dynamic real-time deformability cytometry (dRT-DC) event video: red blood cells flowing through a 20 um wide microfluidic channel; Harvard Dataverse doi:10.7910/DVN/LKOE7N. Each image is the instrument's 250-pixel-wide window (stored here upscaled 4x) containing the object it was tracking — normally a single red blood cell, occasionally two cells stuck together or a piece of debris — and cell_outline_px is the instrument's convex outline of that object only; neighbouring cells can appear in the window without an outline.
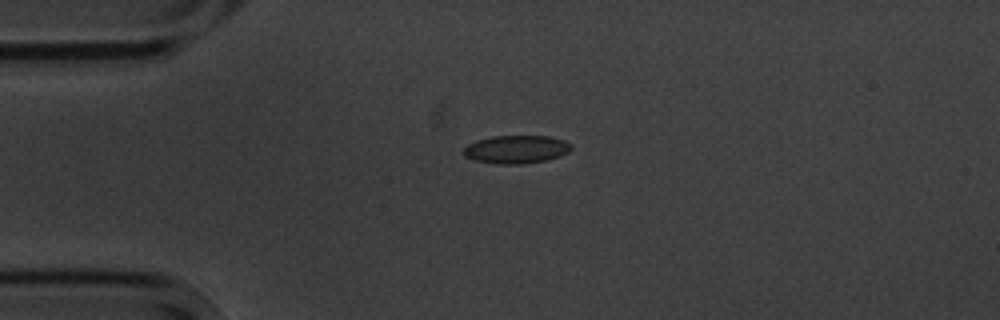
{"species": "common noctule bat (a hibernating species)", "species_latin": "Nyctalus noctula", "temperature_condition": "cold", "stored_images_in_passage": 4, "camera_frame_rate_fps": 3000, "um_per_image_px": 0.085, "animal": {"sex": "male", "body_mass_g": 20.1, "forearm_length_mm": 53.5}, "frame": {"image": 1, "passage_image": 1, "time_ms": 0.0, "image_size_px": [1000, 320], "cell_outline_px": [[572, 148], [568, 152], [560, 156], [548, 160], [520, 164], [496, 164], [476, 160], [464, 156], [464, 148], [468, 144], [476, 140], [492, 136], [548, 136], [564, 140], [572, 144]], "centroid_in_image_um": [43.9, 12.69], "position_along_channel_um": 41.1, "area_um2": 17.69}}
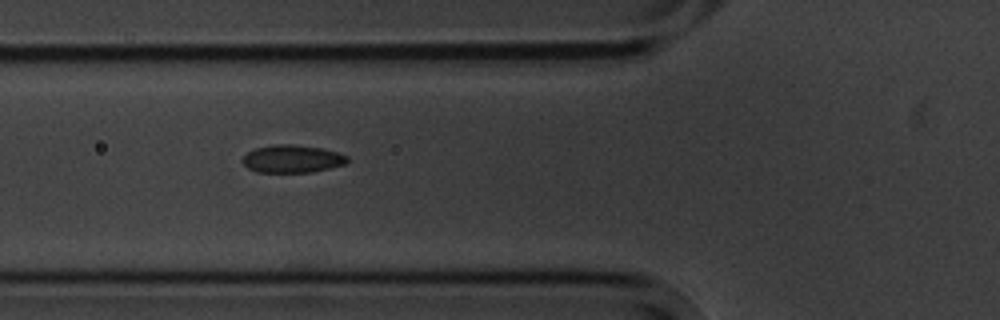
{"frame": {"image": 2, "passage_image": 3, "time_ms": 2.333, "image_size_px": [1000, 320], "cell_outline_px": [[348, 160], [344, 164], [312, 172], [256, 172], [248, 168], [240, 160], [248, 152], [256, 148], [276, 144], [292, 144], [320, 148], [336, 152], [348, 156]], "centroid_in_image_um": [24.8, 13.5], "position_along_channel_um": 101.0, "area_um2": 16.76}}
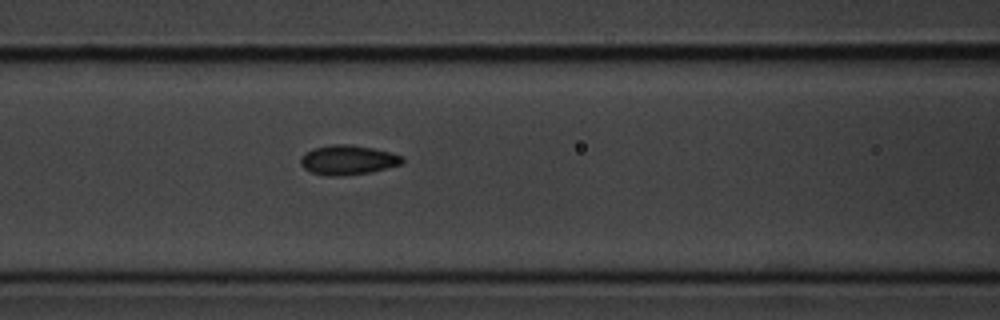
{"frame": {"image": 3, "passage_image": 4, "time_ms": 3.333, "image_size_px": [1000, 320], "cell_outline_px": [[404, 160], [400, 164], [372, 172], [344, 176], [328, 176], [312, 172], [304, 168], [300, 164], [300, 156], [304, 152], [312, 148], [332, 144], [352, 144], [372, 148], [404, 156]], "centroid_in_image_um": [29.53, 13.59], "position_along_channel_um": 137.1, "area_um2": 17.69}}